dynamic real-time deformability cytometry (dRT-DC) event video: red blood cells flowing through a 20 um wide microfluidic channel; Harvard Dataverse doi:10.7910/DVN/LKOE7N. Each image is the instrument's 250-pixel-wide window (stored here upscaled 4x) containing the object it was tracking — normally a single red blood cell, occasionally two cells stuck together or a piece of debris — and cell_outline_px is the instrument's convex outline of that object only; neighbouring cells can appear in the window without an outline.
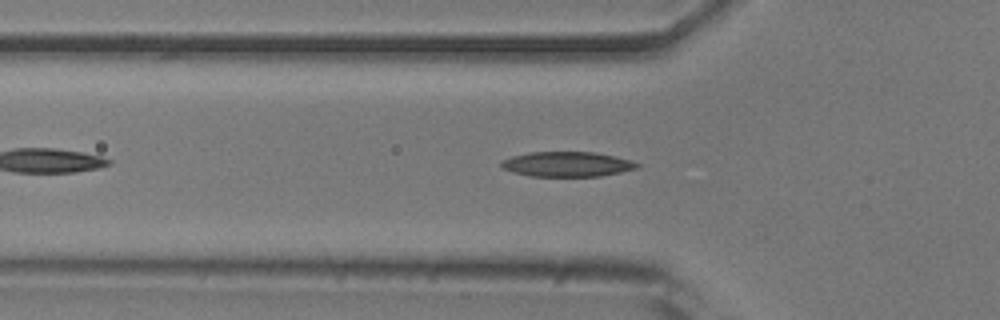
{"species": "common noctule bat (a hibernating species)", "species_latin": "Nyctalus noctula", "temperature_condition": "room temperature", "stored_images_in_passage": 37, "camera_frame_rate_fps": 3000, "um_per_image_px": 0.085, "animal": {"sex": "male", "body_mass_g": 20.5, "forearm_length_mm": 52.5}, "frame": {"image": 1, "passage_image": 4, "time_ms": 1.0, "image_size_px": [1000, 320], "cell_outline_px": [[640, 168], [600, 176], [532, 176], [516, 172], [504, 168], [500, 164], [500, 160], [512, 156], [532, 152], [596, 152], [628, 160], [640, 164]], "centroid_in_image_um": [48.21, 13.95], "position_along_channel_um": 77.6, "area_um2": 19.48}}
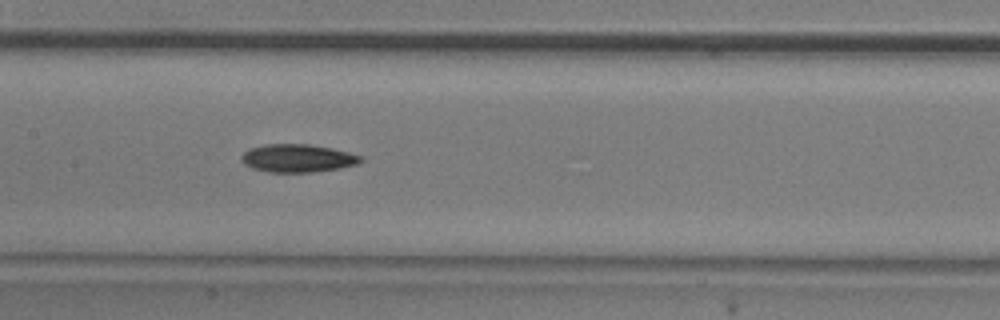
{"frame": {"image": 2, "passage_image": 12, "time_ms": 3.667, "image_size_px": [1000, 320], "cell_outline_px": [[364, 160], [356, 164], [340, 168], [312, 172], [268, 172], [252, 168], [244, 164], [240, 160], [240, 156], [248, 148], [264, 144], [308, 144], [332, 148], [364, 156]], "centroid_in_image_um": [25.28, 13.44], "position_along_channel_um": 182.1, "area_um2": 19.65}}
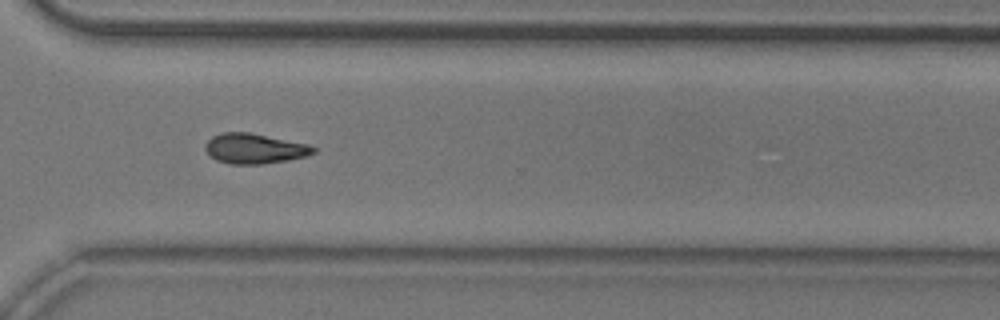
{"frame": {"image": 3, "passage_image": 25, "time_ms": 8.0, "image_size_px": [1000, 320], "cell_outline_px": [[316, 152], [304, 156], [288, 160], [260, 164], [228, 164], [216, 160], [204, 148], [204, 144], [212, 136], [220, 132], [252, 132], [308, 144], [316, 148]], "centroid_in_image_um": [21.61, 12.61], "position_along_channel_um": 349.0, "area_um2": 19.07}, "authors_computed_cell_mechanics": {"area_um2": 18.8428, "velocity_mm_per_s": 3.8666, "shape_relaxation_time_tau1_ms": 5.8346, "shape_relaxation_time_tau2_ms": null, "deformation_change_tau1": 0.1456, "deformation_change_tau2": null}}